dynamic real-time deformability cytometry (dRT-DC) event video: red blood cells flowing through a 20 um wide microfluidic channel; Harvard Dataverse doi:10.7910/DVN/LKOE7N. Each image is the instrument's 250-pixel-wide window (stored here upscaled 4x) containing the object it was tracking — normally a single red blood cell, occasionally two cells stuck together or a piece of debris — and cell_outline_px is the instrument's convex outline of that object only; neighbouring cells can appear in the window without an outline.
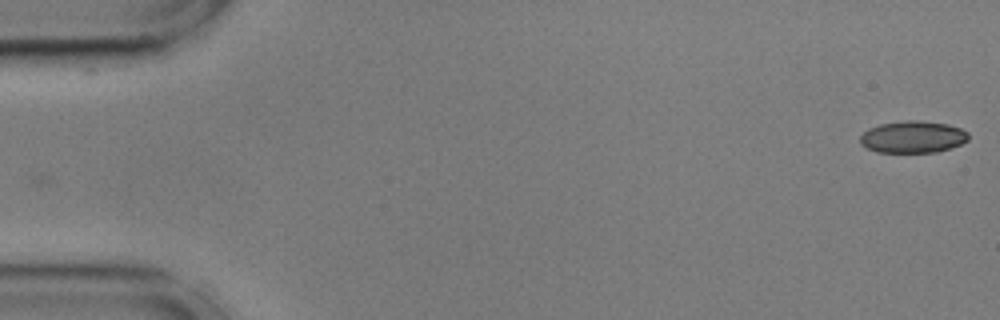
{"species": "common noctule bat (a hibernating species)", "species_latin": "Nyctalus noctula", "temperature_condition": "cold", "stored_images_in_passage": 55, "camera_frame_rate_fps": 3000, "um_per_image_px": 0.085, "animal": {"sex": "male", "body_mass_g": 17.9, "forearm_length_mm": 54.2}, "frame": {"image": 1, "passage_image": 1, "time_ms": 0.0, "image_size_px": [1000, 320], "cell_outline_px": [[968, 140], [960, 144], [936, 152], [876, 152], [860, 144], [860, 136], [868, 128], [880, 124], [908, 120], [916, 120], [948, 124], [960, 128], [968, 132]], "centroid_in_image_um": [77.57, 11.63], "position_along_channel_um": 7.4, "area_um2": 20.06}}
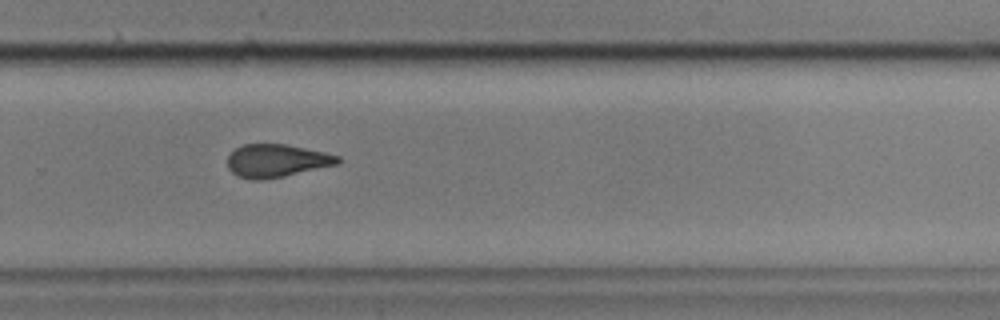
{"frame": {"image": 2, "passage_image": 37, "time_ms": 12.0, "image_size_px": [1000, 320], "cell_outline_px": [[340, 164], [284, 176], [264, 180], [252, 180], [236, 176], [228, 168], [228, 156], [236, 148], [244, 144], [284, 144], [324, 152], [340, 156]], "centroid_in_image_um": [23.51, 13.67], "position_along_channel_um": 306.3, "area_um2": 21.21}}
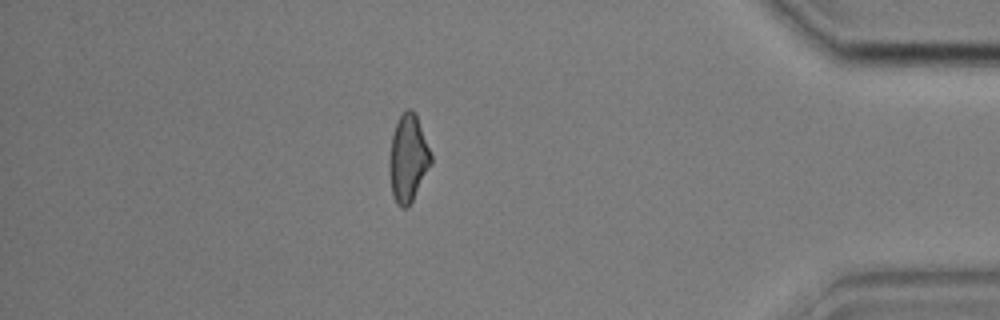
{"frame": {"image": 3, "passage_image": 48, "time_ms": 15.667, "image_size_px": [1000, 320], "cell_outline_px": [[432, 164], [408, 208], [400, 208], [396, 204], [392, 196], [388, 160], [392, 136], [396, 124], [400, 116], [408, 108], [412, 108], [416, 112], [432, 156]], "centroid_in_image_um": [34.69, 13.48], "position_along_channel_um": 400.5, "area_um2": 21.39}, "authors_computed_cell_mechanics": {"area_um2": 21.3282, "velocity_mm_per_s": 3.6144, "shape_relaxation_time_tau1_ms": 10.5075, "shape_relaxation_time_tau2_ms": 3.6495, "deformation_change_tau1": 0.2374, "deformation_change_tau2": 0.107}}